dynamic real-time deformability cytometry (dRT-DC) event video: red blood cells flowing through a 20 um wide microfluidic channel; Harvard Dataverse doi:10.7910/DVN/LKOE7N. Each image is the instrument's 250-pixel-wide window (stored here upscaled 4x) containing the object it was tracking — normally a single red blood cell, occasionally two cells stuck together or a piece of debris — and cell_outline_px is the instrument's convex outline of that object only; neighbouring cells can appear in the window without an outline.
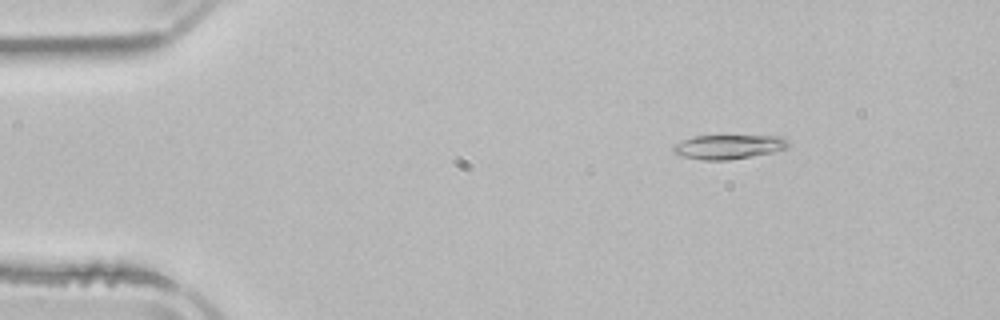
{"species": "common noctule bat (a hibernating species)", "species_latin": "Nyctalus noctula", "temperature_condition": "room temperature", "stored_images_in_passage": 5, "camera_frame_rate_fps": 3000, "um_per_image_px": 0.085, "animal": {"sex": "male", "body_mass_g": 21.5, "forearm_length_mm": 52.0}, "frame": {"image": 1, "passage_image": 2, "time_ms": 1.333, "image_size_px": [1000, 320], "cell_outline_px": [[792, 144], [788, 148], [776, 152], [728, 160], [700, 160], [680, 156], [672, 152], [672, 148], [676, 144], [692, 136], [780, 136], [788, 140]], "centroid_in_image_um": [61.97, 12.49], "position_along_channel_um": 23.0, "area_um2": 16.47}}